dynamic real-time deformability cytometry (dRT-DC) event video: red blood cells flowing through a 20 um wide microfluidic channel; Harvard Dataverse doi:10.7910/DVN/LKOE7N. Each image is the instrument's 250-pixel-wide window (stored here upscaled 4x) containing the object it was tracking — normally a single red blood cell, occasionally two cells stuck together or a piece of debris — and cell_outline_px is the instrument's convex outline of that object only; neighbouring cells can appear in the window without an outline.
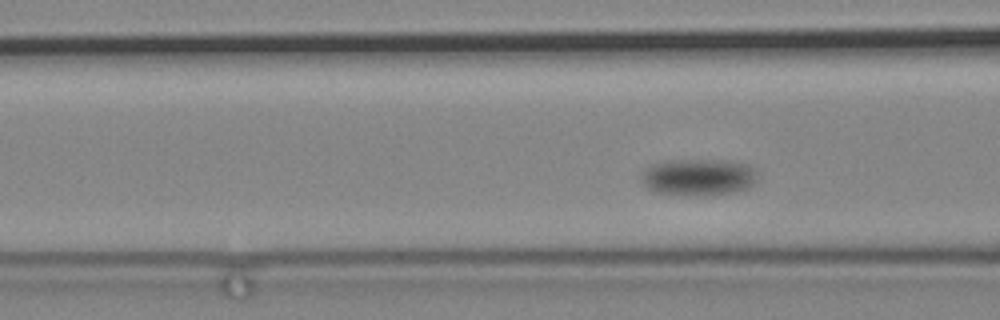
{"species": "common noctule bat (a hibernating species)", "species_latin": "Nyctalus noctula", "temperature_condition": "cold", "stored_images_in_passage": 63, "camera_frame_rate_fps": 3000, "um_per_image_px": 0.085, "animal": {"sex": "male", "body_mass_g": 19.2, "forearm_length_mm": 51.8}, "frame": {"image": 1, "passage_image": 8, "time_ms": 2.333, "image_size_px": [1000, 320], "cell_outline_px": [[756, 180], [748, 188], [736, 192], [712, 196], [688, 196], [652, 192], [644, 184], [644, 172], [652, 164], [668, 160], [684, 160], [748, 164], [756, 172]], "centroid_in_image_um": [59.36, 15.11], "position_along_channel_um": 107.2, "area_um2": 24.51}}
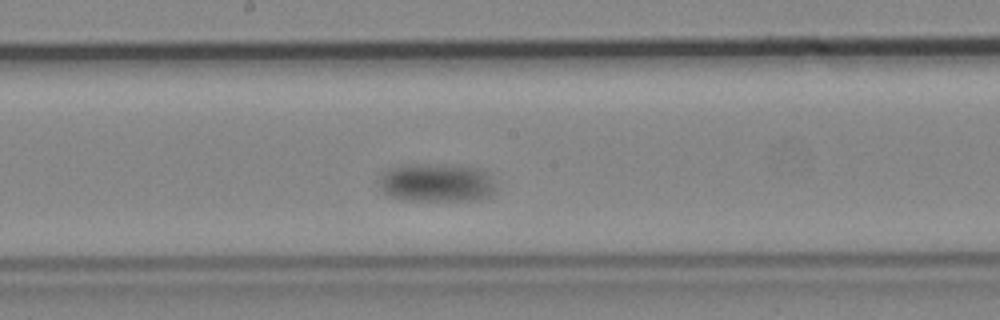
{"frame": {"image": 2, "passage_image": 22, "time_ms": 7.0, "image_size_px": [1000, 320], "cell_outline_px": [[496, 188], [492, 196], [480, 200], [408, 200], [392, 196], [380, 192], [376, 180], [380, 172], [388, 168], [408, 164], [444, 164], [480, 168], [492, 180]], "centroid_in_image_um": [37.03, 15.52], "position_along_channel_um": 211.2, "area_um2": 26.7}}
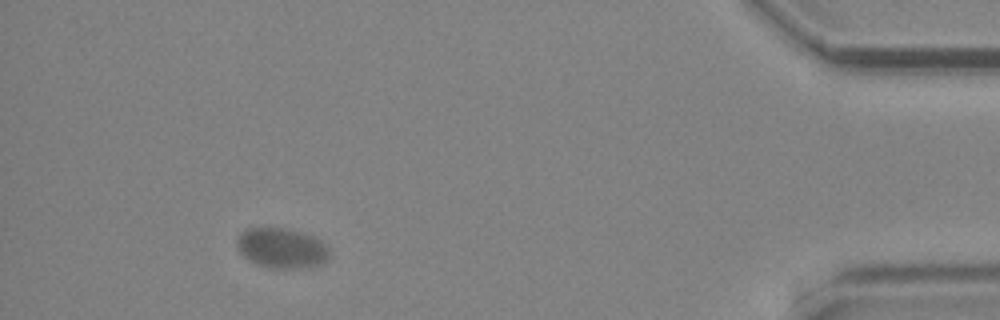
{"frame": {"image": 3, "passage_image": 56, "time_ms": 18.333, "image_size_px": [1000, 320], "cell_outline_px": [[328, 256], [320, 264], [312, 268], [268, 268], [248, 260], [240, 252], [236, 244], [236, 240], [240, 232], [248, 228], [284, 228], [300, 232], [312, 236], [320, 240], [328, 248]], "centroid_in_image_um": [23.91, 21.09], "position_along_channel_um": 411.3, "area_um2": 21.56}}